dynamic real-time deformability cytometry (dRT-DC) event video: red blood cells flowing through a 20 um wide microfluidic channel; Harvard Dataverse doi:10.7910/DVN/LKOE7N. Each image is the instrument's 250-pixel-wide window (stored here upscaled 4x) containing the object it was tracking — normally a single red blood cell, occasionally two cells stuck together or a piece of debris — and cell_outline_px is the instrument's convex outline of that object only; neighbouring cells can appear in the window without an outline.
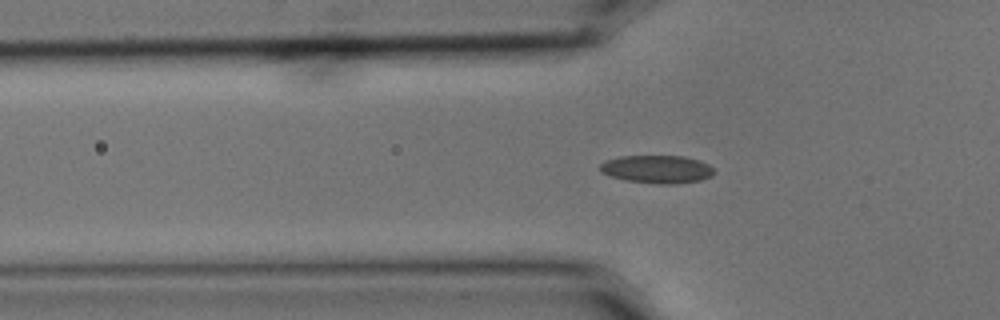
{"species": "common noctule bat (a hibernating species)", "species_latin": "Nyctalus noctula", "temperature_condition": "cold", "stored_images_in_passage": 2, "camera_frame_rate_fps": 3000, "um_per_image_px": 0.085, "animal": {"sex": "male", "body_mass_g": 15.6}, "frame": {"image": 1, "passage_image": 2, "time_ms": 0.333, "image_size_px": [1000, 320], "cell_outline_px": [[716, 172], [712, 176], [700, 180], [676, 184], [656, 184], [624, 180], [600, 172], [600, 164], [604, 160], [620, 156], [684, 156], [700, 160], [708, 164]], "centroid_in_image_um": [55.85, 14.38], "position_along_channel_um": 69.9, "area_um2": 18.79}}